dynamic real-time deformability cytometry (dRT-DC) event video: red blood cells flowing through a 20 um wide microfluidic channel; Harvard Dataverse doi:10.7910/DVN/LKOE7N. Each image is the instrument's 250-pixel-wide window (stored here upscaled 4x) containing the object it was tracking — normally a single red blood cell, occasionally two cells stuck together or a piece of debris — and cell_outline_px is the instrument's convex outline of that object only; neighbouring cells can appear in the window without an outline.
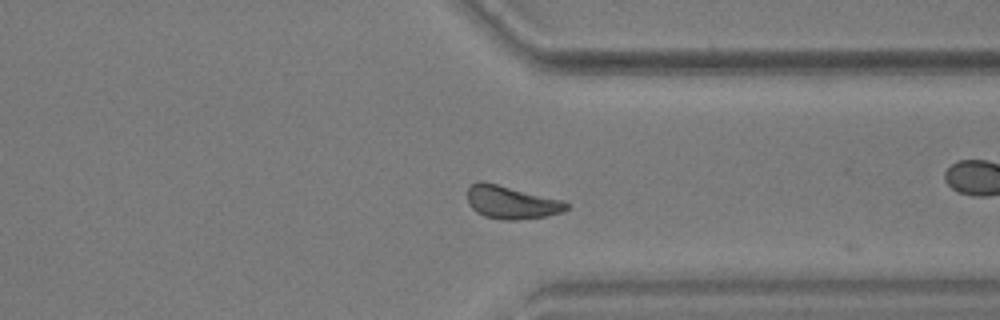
{"species": "common noctule bat (a hibernating species)", "species_latin": "Nyctalus noctula", "temperature_condition": "warm", "stored_images_in_passage": 25, "camera_frame_rate_fps": 3000, "um_per_image_px": 0.085, "animal": {"sex": "male", "body_mass_g": 17.9, "forearm_length_mm": 54.2}, "frame": {"image": 1, "passage_image": 24, "time_ms": 7.667, "image_size_px": [1000, 320], "cell_outline_px": [[568, 208], [564, 212], [544, 216], [516, 220], [504, 220], [484, 216], [476, 212], [468, 204], [468, 188], [476, 180], [480, 180], [564, 200], [568, 204]], "centroid_in_image_um": [43.46, 17.19], "position_along_channel_um": 367.9, "area_um2": 19.07}}